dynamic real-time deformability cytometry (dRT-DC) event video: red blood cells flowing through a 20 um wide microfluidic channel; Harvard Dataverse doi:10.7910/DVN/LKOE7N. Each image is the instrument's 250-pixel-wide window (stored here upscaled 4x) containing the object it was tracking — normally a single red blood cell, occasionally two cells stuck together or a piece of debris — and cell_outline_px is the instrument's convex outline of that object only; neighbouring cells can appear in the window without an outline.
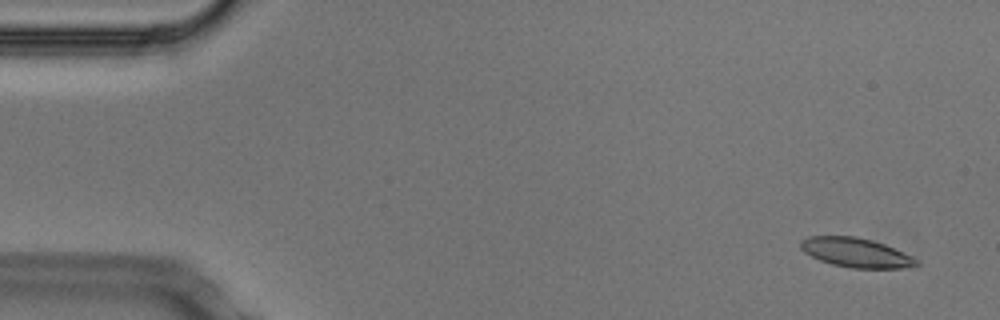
{"species": "Egyptian fruit bat (a non-hibernating species)", "species_latin": "Rousettus aegyptiacus", "temperature_condition": "cold", "stored_images_in_passage": 53, "camera_frame_rate_fps": 3000, "um_per_image_px": 0.085, "animal": {"sex": "male"}, "frame": {"image": 1, "passage_image": 3, "time_ms": 0.667, "image_size_px": [1000, 320], "cell_outline_px": [[920, 264], [900, 268], [852, 268], [832, 264], [820, 260], [804, 252], [800, 248], [800, 240], [808, 236], [856, 236], [872, 240], [884, 244], [912, 256], [920, 260]], "centroid_in_image_um": [72.75, 21.46], "position_along_channel_um": 12.3, "area_um2": 19.77}}
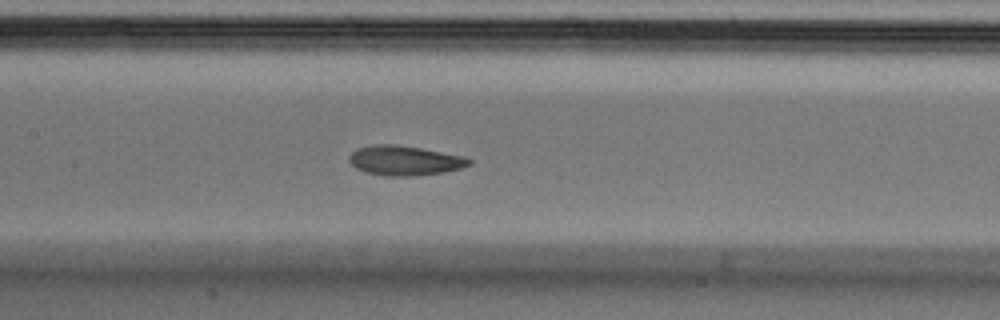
{"frame": {"image": 2, "passage_image": 25, "time_ms": 8.0, "image_size_px": [1000, 320], "cell_outline_px": [[472, 164], [460, 168], [444, 172], [416, 176], [384, 176], [364, 172], [356, 168], [348, 160], [348, 156], [356, 148], [376, 144], [396, 144], [468, 156], [472, 160]], "centroid_in_image_um": [34.41, 13.64], "position_along_channel_um": 173.0, "area_um2": 21.1}}
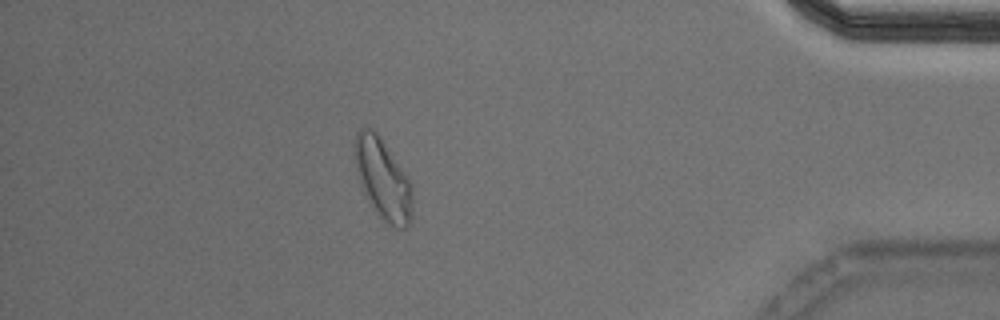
{"frame": {"image": 3, "passage_image": 47, "time_ms": 15.333, "image_size_px": [1000, 320], "cell_outline_px": [[412, 216], [408, 228], [396, 228], [388, 224], [372, 208], [360, 184], [356, 172], [352, 152], [356, 132], [364, 124], [372, 128], [376, 132], [412, 184]], "centroid_in_image_um": [32.5, 15.2], "position_along_channel_um": 402.7, "area_um2": 27.4}, "authors_computed_cell_mechanics": {"area_um2": 20.6924, "velocity_mm_per_s": 3.7261, "shape_relaxation_time_tau1_ms": 8.8591, "shape_relaxation_time_tau2_ms": 2.6958, "deformation_change_tau1": 0.1779, "deformation_change_tau2": 0.0915}}